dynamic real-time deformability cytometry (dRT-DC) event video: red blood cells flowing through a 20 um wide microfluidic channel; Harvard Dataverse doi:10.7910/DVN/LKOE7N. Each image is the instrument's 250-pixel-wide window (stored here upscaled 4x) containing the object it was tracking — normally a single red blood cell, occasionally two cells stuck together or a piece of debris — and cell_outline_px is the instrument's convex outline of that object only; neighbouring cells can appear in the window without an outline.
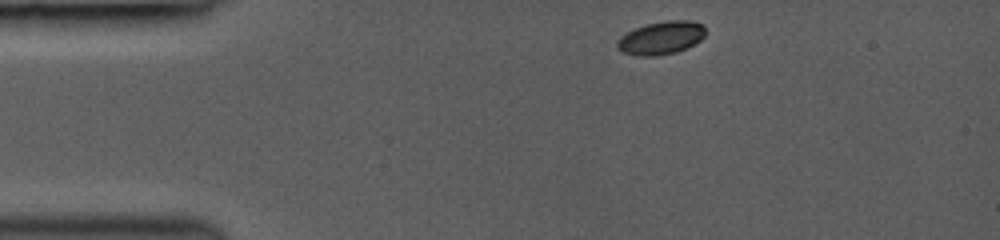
{"species": "common noctule bat (a hibernating species)", "species_latin": "Nyctalus noctula", "temperature_condition": "room temperature", "stored_images_in_passage": 29, "camera_frame_rate_fps": 3000, "um_per_image_px": 0.085, "animal": {"sex": "female", "body_mass_g": 19.0, "forearm_length_mm": 53.3}, "frame": {"image": 1, "passage_image": 1, "time_ms": 0.0, "image_size_px": [1000, 240], "cell_outline_px": [[704, 36], [700, 40], [676, 52], [656, 56], [636, 56], [624, 52], [616, 48], [616, 44], [620, 36], [644, 24], [668, 20], [692, 20], [704, 24]], "centroid_in_image_um": [56.18, 3.21], "position_along_channel_um": 28.8, "area_um2": 16.99}}
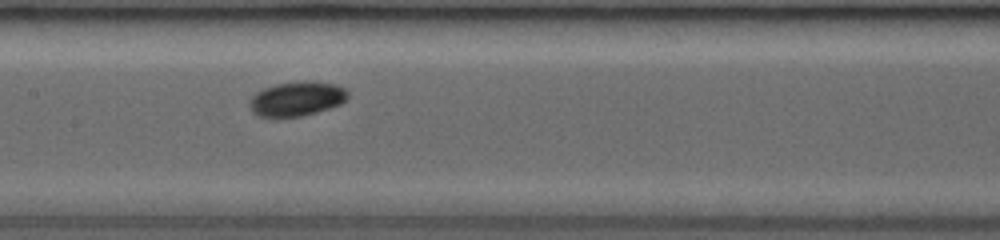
{"frame": {"image": 2, "passage_image": 13, "time_ms": 5.0, "image_size_px": [1000, 240], "cell_outline_px": [[348, 96], [340, 104], [316, 112], [300, 116], [256, 116], [252, 112], [248, 104], [252, 96], [256, 92], [264, 88], [276, 84], [312, 80], [332, 84], [344, 88], [348, 92]], "centroid_in_image_um": [25.19, 8.39], "position_along_channel_um": 182.2, "area_um2": 19.48}}
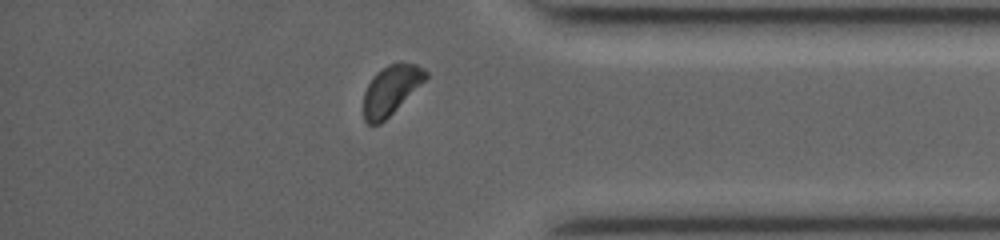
{"frame": {"image": 3, "passage_image": 25, "time_ms": 10.333, "image_size_px": [1000, 240], "cell_outline_px": [[428, 76], [380, 124], [368, 124], [364, 120], [364, 92], [372, 76], [376, 72], [388, 64], [400, 60], [416, 64], [424, 68], [428, 72]], "centroid_in_image_um": [33.22, 7.59], "position_along_channel_um": 402.0, "area_um2": 17.69}, "authors_computed_cell_mechanics": {"area_um2": 18.496, "velocity_mm_per_s": 4.2178, "shape_relaxation_time_tau1_ms": 1.2006, "shape_relaxation_time_tau2_ms": 9.8359, "deformation_change_tau1": 0.0593, "deformation_change_tau2": 0.0849}}